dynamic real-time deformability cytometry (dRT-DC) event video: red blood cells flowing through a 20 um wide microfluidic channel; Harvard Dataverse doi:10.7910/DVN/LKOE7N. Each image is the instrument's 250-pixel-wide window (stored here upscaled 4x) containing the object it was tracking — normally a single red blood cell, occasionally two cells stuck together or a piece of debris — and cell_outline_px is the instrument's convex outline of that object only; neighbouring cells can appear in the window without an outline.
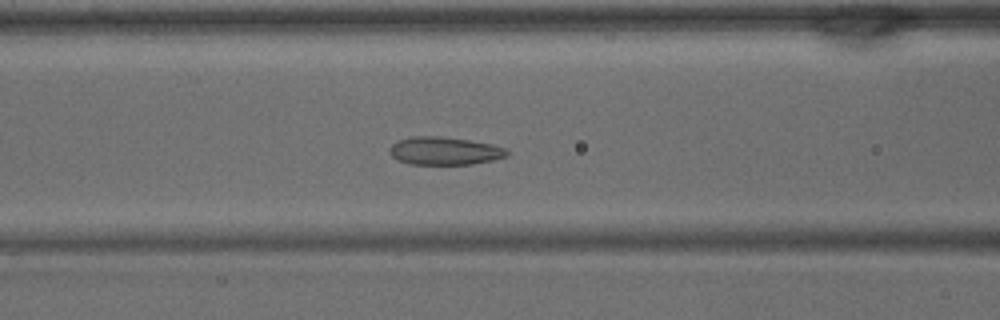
{"species": "common noctule bat (a hibernating species)", "species_latin": "Nyctalus noctula", "temperature_condition": "warm", "stored_images_in_passage": 41, "camera_frame_rate_fps": 3000, "um_per_image_px": 0.085, "animal": {"sex": "male", "body_mass_g": 15.6}, "frame": {"image": 1, "passage_image": 17, "time_ms": 5.333, "image_size_px": [1000, 320], "cell_outline_px": [[508, 156], [492, 160], [472, 164], [408, 164], [396, 160], [388, 152], [388, 148], [396, 140], [412, 136], [440, 136], [468, 140], [492, 144], [508, 148]], "centroid_in_image_um": [37.75, 12.82], "position_along_channel_um": 128.9, "area_um2": 19.36}}
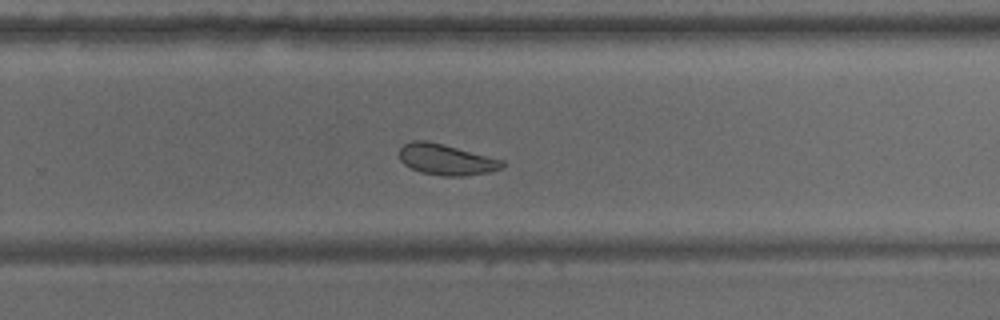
{"frame": {"image": 2, "passage_image": 27, "time_ms": 8.667, "image_size_px": [1000, 320], "cell_outline_px": [[504, 164], [500, 168], [488, 172], [464, 176], [444, 176], [420, 172], [404, 164], [400, 160], [400, 148], [404, 144], [412, 140], [428, 140], [444, 144], [504, 160]], "centroid_in_image_um": [37.91, 13.55], "position_along_channel_um": 291.9, "area_um2": 18.5}}
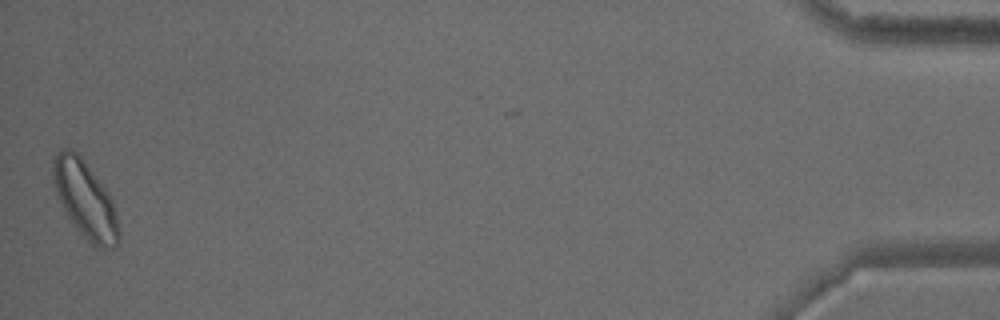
{"frame": {"image": 3, "passage_image": 41, "time_ms": 13.333, "image_size_px": [1000, 320], "cell_outline_px": [[120, 240], [116, 248], [96, 248], [88, 240], [68, 216], [60, 200], [52, 180], [52, 156], [60, 148], [72, 148], [80, 152], [108, 192], [112, 200], [116, 212], [120, 232]], "centroid_in_image_um": [7.25, 16.88], "position_along_channel_um": 428.0, "area_um2": 29.82}}